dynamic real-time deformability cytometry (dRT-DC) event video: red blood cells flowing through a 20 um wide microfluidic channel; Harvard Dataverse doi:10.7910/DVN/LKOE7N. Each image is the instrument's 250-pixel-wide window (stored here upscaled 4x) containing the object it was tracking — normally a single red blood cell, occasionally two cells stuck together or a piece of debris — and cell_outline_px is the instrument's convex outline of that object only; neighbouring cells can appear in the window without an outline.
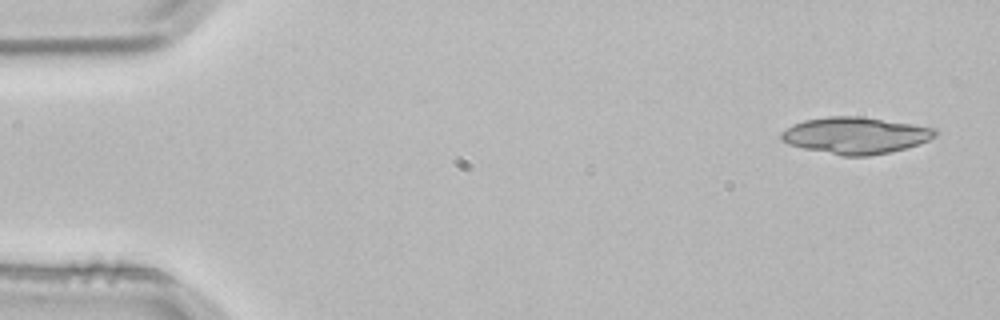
{"species": "common noctule bat (a hibernating species)", "species_latin": "Nyctalus noctula", "temperature_condition": "room temperature", "stored_images_in_passage": 3, "camera_frame_rate_fps": 3000, "um_per_image_px": 0.085, "animal": {"sex": "male", "body_mass_g": 21.5, "forearm_length_mm": 52.0}, "frame": {"image": 1, "passage_image": 1, "time_ms": 0.0, "image_size_px": [1000, 320], "cell_outline_px": [[940, 132], [936, 136], [920, 144], [888, 152], [868, 156], [844, 156], [804, 148], [788, 144], [780, 140], [780, 132], [792, 124], [804, 120], [828, 116], [860, 116], [912, 124], [936, 128]], "centroid_in_image_um": [72.71, 11.5], "position_along_channel_um": 12.3, "area_um2": 32.95}}